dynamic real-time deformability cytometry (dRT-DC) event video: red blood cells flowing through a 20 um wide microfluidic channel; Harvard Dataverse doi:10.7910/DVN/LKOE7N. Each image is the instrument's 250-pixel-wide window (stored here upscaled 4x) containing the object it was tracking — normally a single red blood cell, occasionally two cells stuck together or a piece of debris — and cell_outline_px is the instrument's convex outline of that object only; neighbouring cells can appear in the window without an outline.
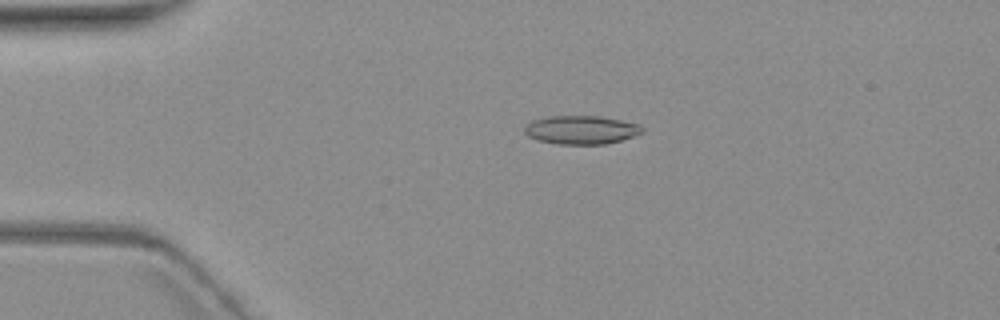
{"species": "common noctule bat (a hibernating species)", "species_latin": "Nyctalus noctula", "temperature_condition": "warm", "stored_images_in_passage": 3, "camera_frame_rate_fps": 3000, "um_per_image_px": 0.085, "animal": {"sex": "female", "body_mass_g": 19.3, "forearm_length_mm": 54.1}, "frame": {"image": 1, "passage_image": 1, "time_ms": 0.0, "image_size_px": [1000, 320], "cell_outline_px": [[644, 132], [620, 140], [604, 144], [560, 144], [540, 140], [528, 136], [524, 132], [524, 124], [532, 120], [548, 116], [600, 116], [640, 124], [644, 128]], "centroid_in_image_um": [49.39, 11.02], "position_along_channel_um": 35.6, "area_um2": 19.54}}
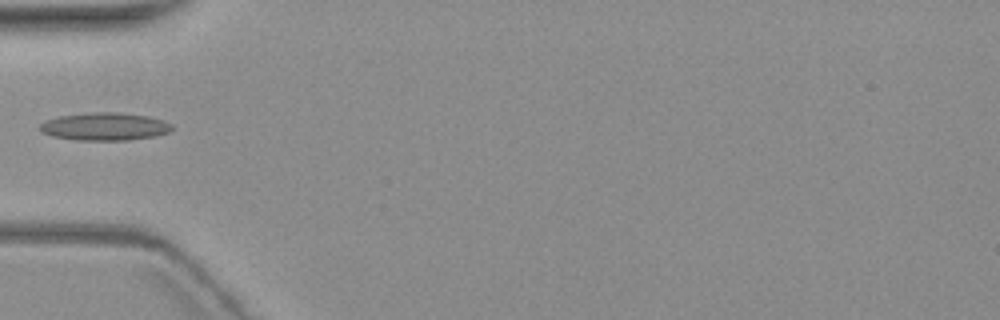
{"frame": {"image": 2, "passage_image": 3, "time_ms": 2.333, "image_size_px": [1000, 320], "cell_outline_px": [[172, 128], [168, 132], [156, 136], [128, 140], [76, 140], [52, 136], [40, 132], [40, 124], [44, 120], [60, 116], [92, 112], [120, 112], [148, 116], [164, 120], [172, 124]], "centroid_in_image_um": [8.9, 10.75], "position_along_channel_um": 76.1, "area_um2": 21.5}}